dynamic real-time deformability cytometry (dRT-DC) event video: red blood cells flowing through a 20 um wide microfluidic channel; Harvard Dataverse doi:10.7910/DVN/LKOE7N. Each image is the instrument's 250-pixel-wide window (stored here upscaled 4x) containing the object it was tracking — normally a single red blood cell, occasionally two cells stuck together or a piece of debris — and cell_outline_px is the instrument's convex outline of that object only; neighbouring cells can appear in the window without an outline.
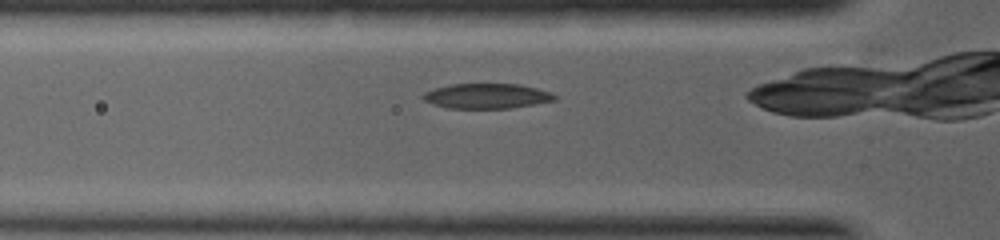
{"species": "common noctule bat (a hibernating species)", "species_latin": "Nyctalus noctula", "temperature_condition": "warm", "stored_images_in_passage": 5, "camera_frame_rate_fps": 5000, "um_per_image_px": 0.085, "animal": {"sex": "female", "body_mass_g": 19.0, "forearm_length_mm": 53.3}, "frame": {"image": 1, "passage_image": 4, "time_ms": 0.4, "image_size_px": [1000, 240], "cell_outline_px": [[556, 100], [512, 108], [448, 108], [432, 104], [424, 100], [420, 96], [424, 92], [448, 84], [520, 84], [552, 92], [556, 96]], "centroid_in_image_um": [41.36, 8.16], "position_along_channel_um": 84.4, "area_um2": 19.25}}